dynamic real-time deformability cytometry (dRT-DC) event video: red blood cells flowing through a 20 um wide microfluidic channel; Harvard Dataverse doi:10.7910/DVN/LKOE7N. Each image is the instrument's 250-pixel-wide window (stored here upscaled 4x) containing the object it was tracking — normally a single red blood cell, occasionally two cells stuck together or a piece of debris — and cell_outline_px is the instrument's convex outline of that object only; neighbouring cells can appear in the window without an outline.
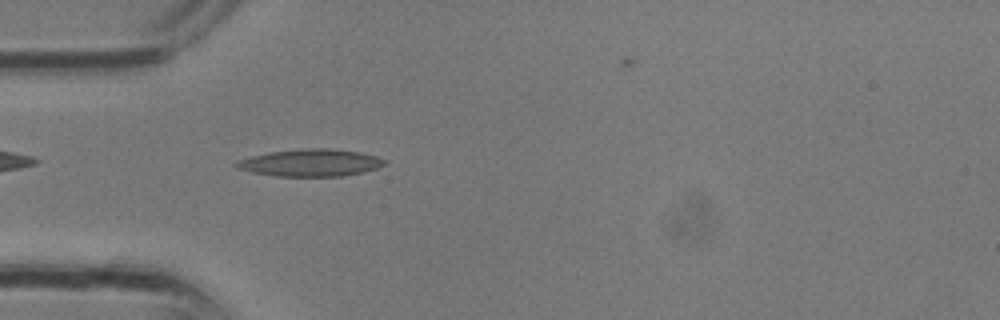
{"species": "common noctule bat (a hibernating species)", "species_latin": "Nyctalus noctula", "temperature_condition": "room temperature", "stored_images_in_passage": 5, "camera_frame_rate_fps": 3000, "um_per_image_px": 0.085, "animal": {"sex": "male", "body_mass_g": 13.3}, "frame": {"image": 1, "passage_image": 2, "time_ms": 0.333, "image_size_px": [1000, 320], "cell_outline_px": [[388, 164], [364, 172], [340, 176], [276, 176], [252, 172], [240, 168], [232, 164], [240, 160], [252, 156], [268, 152], [300, 148], [332, 148], [360, 152], [376, 156], [388, 160]], "centroid_in_image_um": [26.46, 13.82], "position_along_channel_um": 58.5, "area_um2": 23.58}}
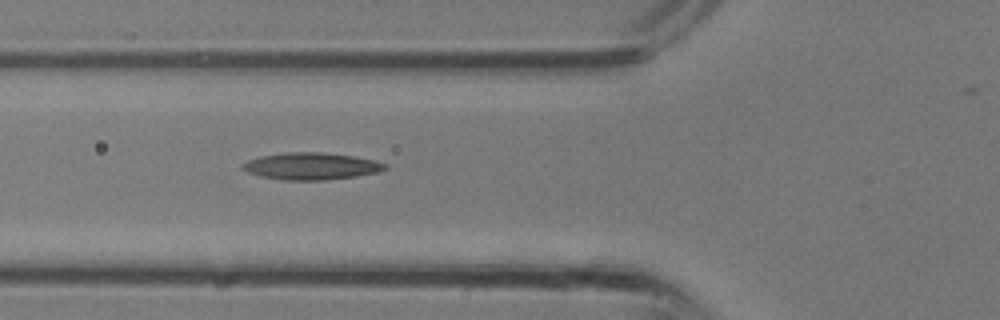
{"frame": {"image": 2, "passage_image": 4, "time_ms": 1.0, "image_size_px": [1000, 320], "cell_outline_px": [[388, 168], [380, 172], [356, 176], [324, 180], [284, 180], [260, 176], [248, 172], [240, 168], [240, 164], [248, 160], [260, 156], [284, 152], [324, 152], [352, 156], [376, 160], [388, 164]], "centroid_in_image_um": [26.46, 14.12], "position_along_channel_um": 99.3, "area_um2": 22.66}}